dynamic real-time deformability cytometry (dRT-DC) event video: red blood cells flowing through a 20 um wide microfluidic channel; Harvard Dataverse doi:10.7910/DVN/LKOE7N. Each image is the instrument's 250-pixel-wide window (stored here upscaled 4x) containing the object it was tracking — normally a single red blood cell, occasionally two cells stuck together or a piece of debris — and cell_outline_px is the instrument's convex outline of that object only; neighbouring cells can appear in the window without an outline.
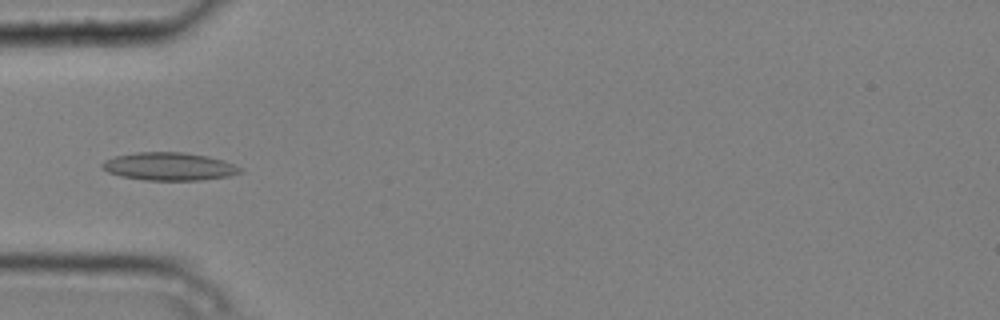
{"species": "common noctule bat (a hibernating species)", "species_latin": "Nyctalus noctula", "temperature_condition": "cold", "stored_images_in_passage": 3, "camera_frame_rate_fps": 3000, "um_per_image_px": 0.085, "animal": {"sex": "male", "body_mass_g": 20.4}, "frame": {"image": 1, "passage_image": 3, "time_ms": 0.667, "image_size_px": [1000, 320], "cell_outline_px": [[244, 172], [228, 176], [204, 180], [144, 180], [120, 176], [108, 172], [100, 168], [100, 164], [104, 160], [116, 156], [136, 152], [184, 152], [208, 156], [224, 160], [244, 168]], "centroid_in_image_um": [14.4, 14.15], "position_along_channel_um": 70.6, "area_um2": 22.77}}